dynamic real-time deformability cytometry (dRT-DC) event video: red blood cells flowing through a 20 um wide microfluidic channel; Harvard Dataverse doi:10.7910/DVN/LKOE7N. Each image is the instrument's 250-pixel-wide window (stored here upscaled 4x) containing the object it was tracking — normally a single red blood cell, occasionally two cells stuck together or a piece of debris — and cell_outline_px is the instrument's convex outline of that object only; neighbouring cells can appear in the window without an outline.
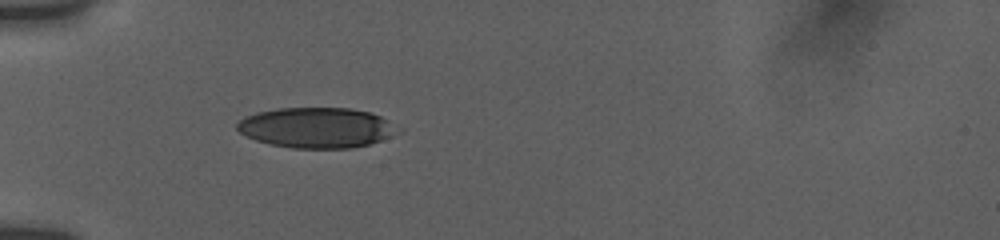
{"species": "human", "species_latin": "Homo sapiens", "temperature_condition": "room temperature", "stored_images_in_passage": 12, "camera_frame_rate_fps": 3000, "um_per_image_px": 0.085, "donor": {"sex": "female"}, "frame": {"image": 1, "passage_image": 1, "time_ms": 0.0, "image_size_px": [1000, 240], "cell_outline_px": [[404, 128], [400, 132], [380, 140], [368, 144], [352, 148], [292, 148], [272, 144], [256, 140], [240, 132], [236, 128], [236, 124], [244, 116], [256, 112], [276, 108], [352, 108], [368, 112], [380, 116]], "centroid_in_image_um": [26.94, 10.84], "position_along_channel_um": 58.1, "area_um2": 37.97}}
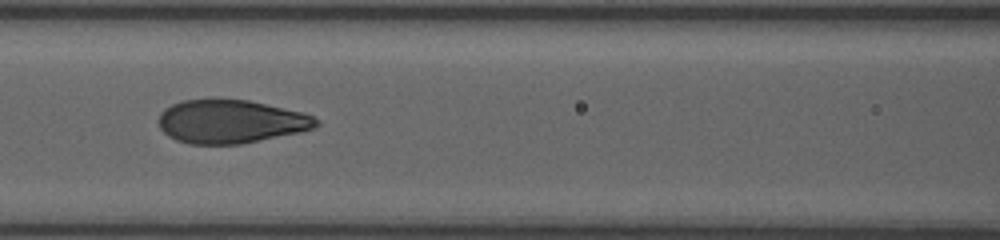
{"frame": {"image": 2, "passage_image": 9, "time_ms": 2.667, "image_size_px": [1000, 240], "cell_outline_px": [[320, 124], [316, 128], [300, 132], [240, 144], [188, 144], [176, 140], [168, 136], [160, 128], [160, 112], [164, 108], [172, 104], [184, 100], [212, 96], [216, 96], [248, 100], [304, 112], [320, 120]], "centroid_in_image_um": [19.61, 10.29], "position_along_channel_um": 147.0, "area_um2": 40.81}}
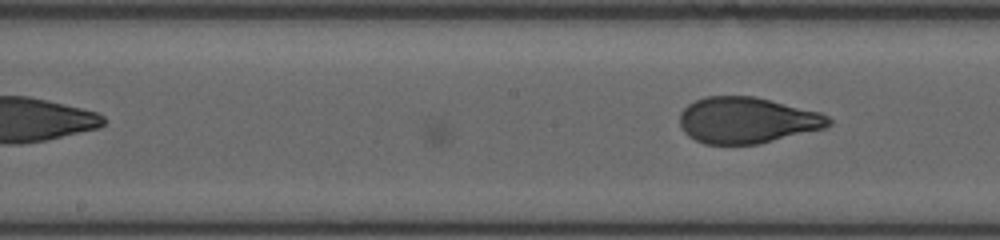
{"frame": {"image": 3, "passage_image": 12, "time_ms": 3.667, "image_size_px": [1000, 240], "cell_outline_px": [[832, 124], [824, 128], [760, 144], [704, 144], [688, 136], [680, 128], [680, 112], [688, 104], [704, 96], [756, 96], [820, 112], [828, 116], [832, 120]], "centroid_in_image_um": [63.49, 10.22], "position_along_channel_um": 184.7, "area_um2": 40.29}}